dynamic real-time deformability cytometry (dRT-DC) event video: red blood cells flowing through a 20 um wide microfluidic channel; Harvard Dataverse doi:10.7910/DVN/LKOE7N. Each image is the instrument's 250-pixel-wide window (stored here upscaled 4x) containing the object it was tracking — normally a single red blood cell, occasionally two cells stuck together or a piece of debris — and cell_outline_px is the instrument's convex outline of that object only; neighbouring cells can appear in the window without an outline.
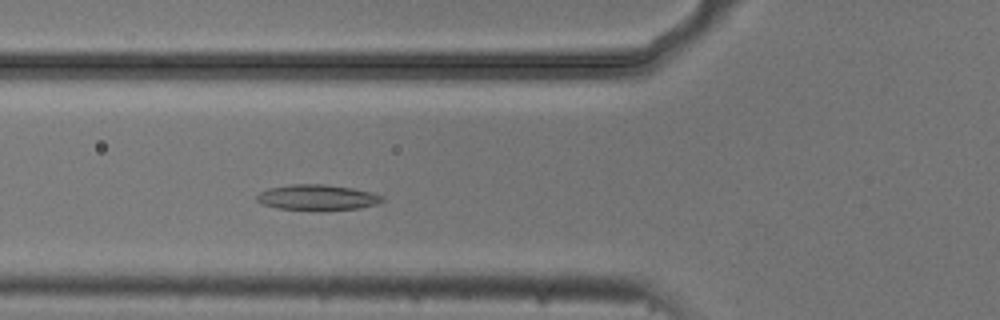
{"species": "common noctule bat (a hibernating species)", "species_latin": "Nyctalus noctula", "temperature_condition": "cold", "stored_images_in_passage": 49, "camera_frame_rate_fps": 3000, "um_per_image_px": 0.085, "animal": {"sex": "male", "body_mass_g": 20.5, "forearm_length_mm": 52.5}, "frame": {"image": 1, "passage_image": 14, "time_ms": 4.333, "image_size_px": [1000, 320], "cell_outline_px": [[384, 200], [376, 204], [360, 208], [276, 208], [260, 204], [256, 200], [256, 196], [260, 192], [268, 188], [292, 184], [324, 184], [352, 188], [372, 192], [384, 196]], "centroid_in_image_um": [26.95, 16.74], "position_along_channel_um": 98.9, "area_um2": 18.09}}
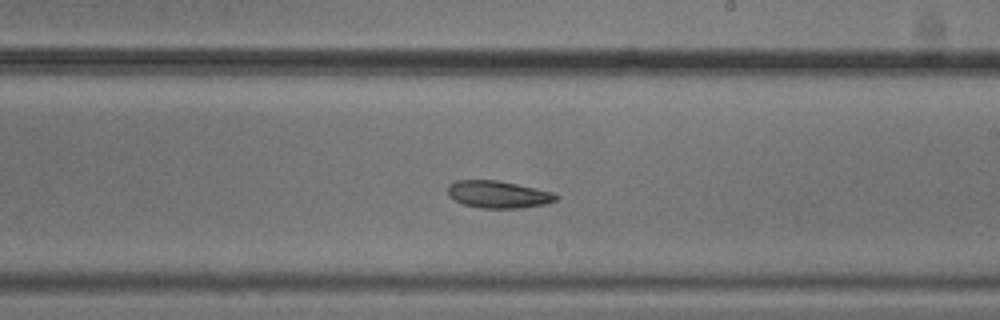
{"frame": {"image": 2, "passage_image": 26, "time_ms": 8.333, "image_size_px": [1000, 320], "cell_outline_px": [[560, 196], [556, 200], [548, 204], [520, 208], [480, 208], [464, 204], [448, 196], [448, 184], [456, 180], [496, 180], [536, 188], [552, 192]], "centroid_in_image_um": [42.36, 16.53], "position_along_channel_um": 246.6, "area_um2": 17.22}}
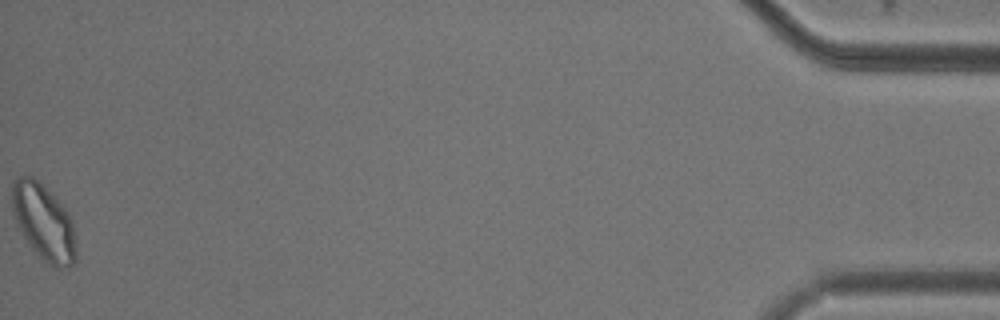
{"frame": {"image": 3, "passage_image": 49, "time_ms": 16.0, "image_size_px": [1000, 320], "cell_outline_px": [[76, 264], [68, 268], [56, 268], [44, 260], [32, 248], [16, 224], [12, 208], [12, 184], [20, 176], [32, 176], [68, 212], [72, 220], [76, 248]], "centroid_in_image_um": [3.73, 18.94], "position_along_channel_um": 431.5, "area_um2": 27.92}, "authors_computed_cell_mechanics": {"area_um2": 19.2474, "velocity_mm_per_s": 3.6863, "shape_relaxation_time_tau1_ms": 4.969, "shape_relaxation_time_tau2_ms": null, "deformation_change_tau1": 0.1004, "deformation_change_tau2": null}}